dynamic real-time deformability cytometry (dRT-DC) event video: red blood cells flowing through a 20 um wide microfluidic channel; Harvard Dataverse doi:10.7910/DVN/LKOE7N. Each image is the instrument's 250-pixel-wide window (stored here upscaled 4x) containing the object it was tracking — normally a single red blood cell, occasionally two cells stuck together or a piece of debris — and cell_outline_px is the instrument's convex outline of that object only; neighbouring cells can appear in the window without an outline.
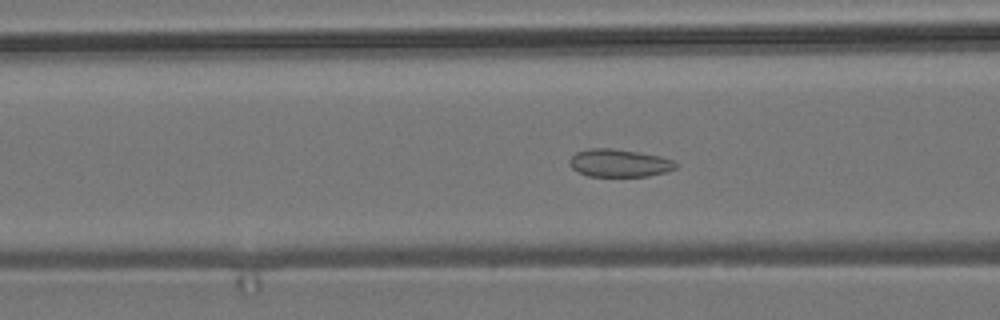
{"species": "common noctule bat (a hibernating species)", "species_latin": "Nyctalus noctula", "temperature_condition": "room temperature", "stored_images_in_passage": 58, "camera_frame_rate_fps": 3000, "um_per_image_px": 0.085, "animal": {"sex": "male", "body_mass_g": 19.2, "forearm_length_mm": 51.8}, "frame": {"image": 1, "passage_image": 22, "time_ms": 7.0, "image_size_px": [1000, 320], "cell_outline_px": [[676, 168], [668, 172], [648, 176], [588, 176], [576, 172], [568, 164], [568, 160], [576, 152], [588, 148], [612, 148], [660, 156], [672, 160], [676, 164]], "centroid_in_image_um": [52.59, 13.86], "position_along_channel_um": 114.0, "area_um2": 17.28}}
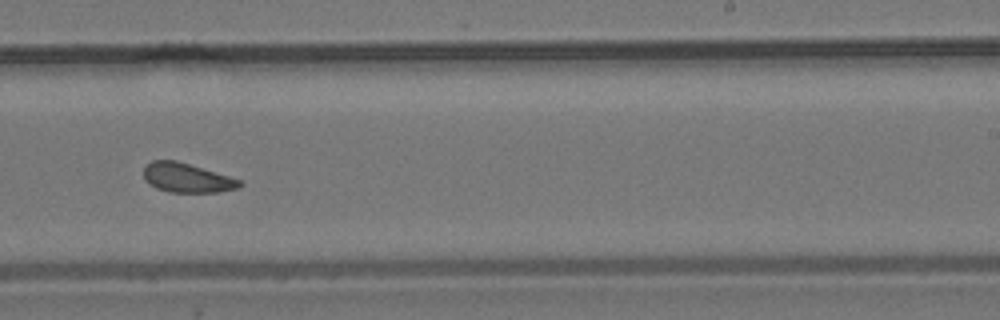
{"frame": {"image": 2, "passage_image": 35, "time_ms": 11.333, "image_size_px": [1000, 320], "cell_outline_px": [[244, 184], [240, 188], [220, 192], [168, 192], [156, 188], [148, 184], [144, 180], [144, 168], [152, 160], [176, 160], [228, 176], [240, 180]], "centroid_in_image_um": [15.88, 15.13], "position_along_channel_um": 273.1, "area_um2": 16.42}}
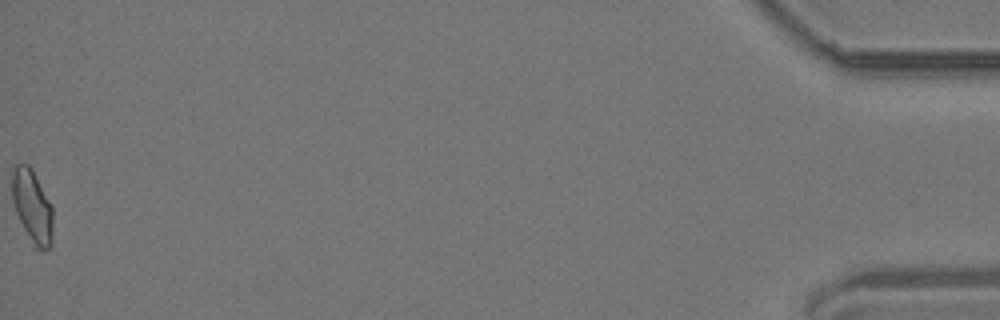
{"frame": {"image": 3, "passage_image": 58, "time_ms": 19.0, "image_size_px": [1000, 320], "cell_outline_px": [[52, 244], [48, 248], [32, 248], [16, 212], [12, 200], [12, 168], [16, 164], [28, 164], [32, 168], [52, 204]], "centroid_in_image_um": [2.74, 17.54], "position_along_channel_um": 432.5, "area_um2": 17.63}, "authors_computed_cell_mechanics": {"area_um2": 17.7446, "velocity_mm_per_s": 3.6862, "shape_relaxation_time_tau1_ms": null, "shape_relaxation_time_tau2_ms": 2.7477, "deformation_change_tau1": null, "deformation_change_tau2": 0.0763}}